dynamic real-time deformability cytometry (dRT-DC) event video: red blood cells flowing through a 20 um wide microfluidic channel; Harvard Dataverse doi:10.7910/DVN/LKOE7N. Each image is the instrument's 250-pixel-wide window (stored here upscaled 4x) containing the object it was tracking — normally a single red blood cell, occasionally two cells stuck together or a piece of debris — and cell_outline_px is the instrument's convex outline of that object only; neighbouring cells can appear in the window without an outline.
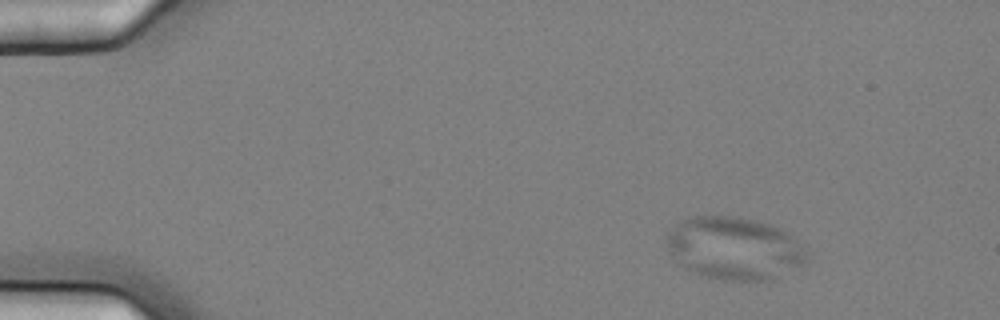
{"species": "common noctule bat (a hibernating species)", "species_latin": "Nyctalus noctula", "temperature_condition": "cold", "stored_images_in_passage": 4, "camera_frame_rate_fps": 3000, "um_per_image_px": 0.085, "animal": {"sex": "female", "body_mass_g": 25.1}, "frame": {"image": 1, "passage_image": 1, "time_ms": 0.0, "image_size_px": [1000, 320], "cell_outline_px": [[808, 264], [772, 280], [724, 280], [708, 276], [684, 268], [672, 256], [668, 248], [668, 232], [680, 220], [688, 216], [728, 216], [752, 220], [768, 224], [780, 228], [792, 236], [808, 256]], "centroid_in_image_um": [62.44, 21.11], "position_along_channel_um": 22.6, "area_um2": 50.92}}